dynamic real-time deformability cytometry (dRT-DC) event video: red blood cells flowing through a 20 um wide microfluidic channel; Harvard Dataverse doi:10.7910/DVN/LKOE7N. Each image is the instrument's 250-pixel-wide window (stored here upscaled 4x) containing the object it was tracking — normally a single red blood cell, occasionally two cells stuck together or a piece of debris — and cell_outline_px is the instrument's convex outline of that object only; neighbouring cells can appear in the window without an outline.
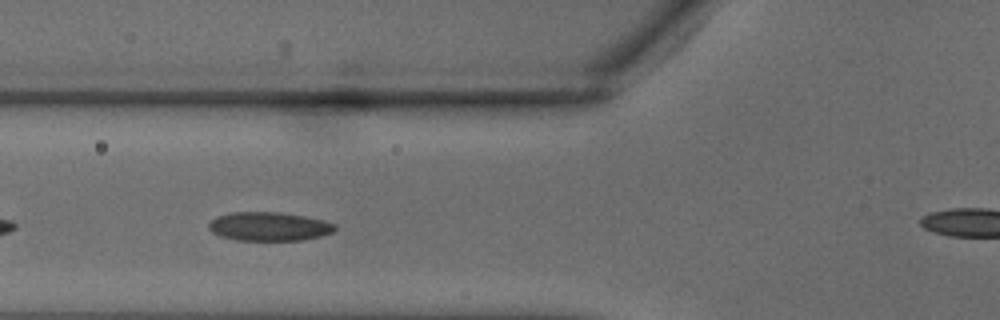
{"species": "common noctule bat (a hibernating species)", "species_latin": "Nyctalus noctula", "temperature_condition": "warm", "stored_images_in_passage": 15, "camera_frame_rate_fps": 3000, "um_per_image_px": 0.085, "animal": {"sex": "male", "body_mass_g": 18.8}, "frame": {"image": 1, "passage_image": 8, "time_ms": 2.333, "image_size_px": [1000, 320], "cell_outline_px": [[216, 264], [208, 268], [52, 268], [24, 264], [24, 260], [36, 256], [56, 252], [172, 252], [208, 256]], "centroid_in_image_um": [10.25, 22.13], "position_along_channel_um": 115.6, "area_um2": 19.88}}
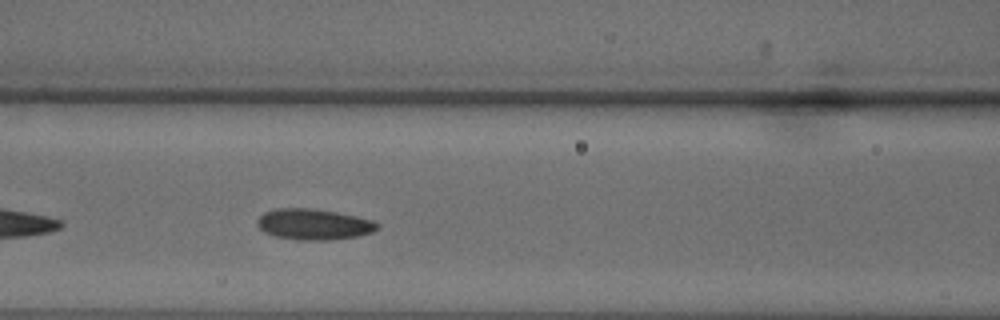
{"frame": {"image": 2, "passage_image": 10, "time_ms": 3.0, "image_size_px": [1000, 320], "cell_outline_px": [[252, 260], [224, 264], [68, 260], [72, 252], [88, 248], [220, 248], [240, 252], [252, 256]], "centroid_in_image_um": [13.75, 21.71], "position_along_channel_um": 152.9, "area_um2": 17.34}}
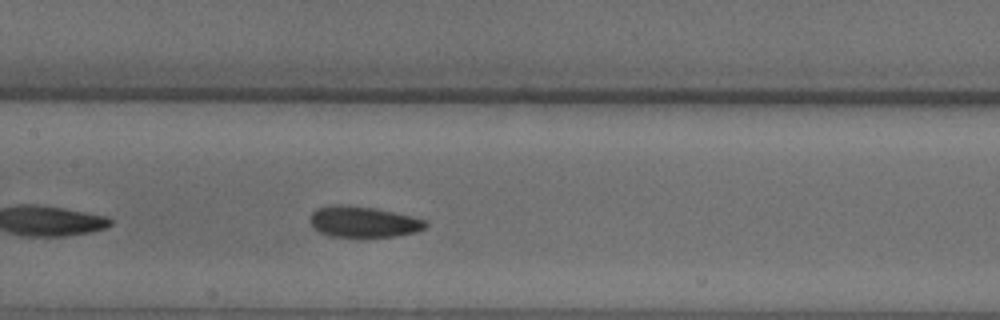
{"frame": {"image": 3, "passage_image": 12, "time_ms": 3.667, "image_size_px": [1000, 320], "cell_outline_px": [[304, 252], [300, 260], [132, 260], [124, 256], [124, 252], [128, 248], [144, 244], [280, 244], [304, 248]], "centroid_in_image_um": [18.21, 21.43], "position_along_channel_um": 189.2, "area_um2": 19.83}}